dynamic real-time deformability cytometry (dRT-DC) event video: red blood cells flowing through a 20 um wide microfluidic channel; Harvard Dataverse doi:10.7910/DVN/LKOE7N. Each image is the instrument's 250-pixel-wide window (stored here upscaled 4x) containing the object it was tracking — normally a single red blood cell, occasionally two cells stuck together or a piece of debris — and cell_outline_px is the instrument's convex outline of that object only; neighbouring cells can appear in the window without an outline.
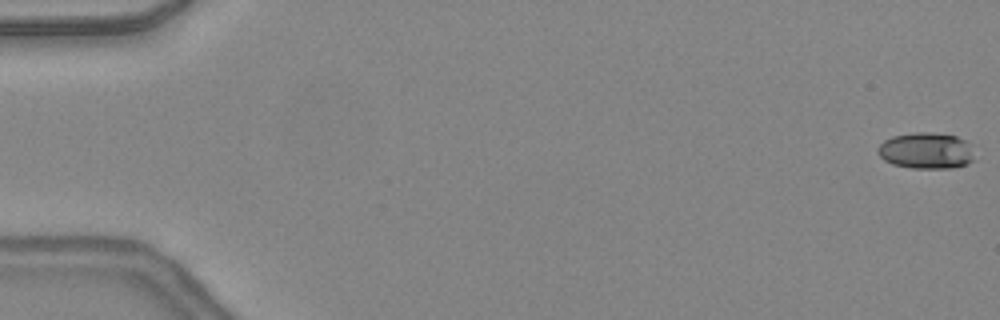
{"species": "common noctule bat (a hibernating species)", "species_latin": "Nyctalus noctula", "temperature_condition": "warm", "stored_images_in_passage": 48, "camera_frame_rate_fps": 3000, "um_per_image_px": 0.085, "animal": {"sex": "female", "body_mass_g": 24.6, "forearm_length_mm": 56.2}, "frame": {"image": 1, "passage_image": 1, "time_ms": 0.0, "image_size_px": [1000, 320], "cell_outline_px": [[976, 160], [968, 164], [952, 168], [912, 168], [892, 164], [884, 160], [876, 152], [880, 144], [884, 140], [892, 136], [916, 132], [928, 132], [956, 136], [964, 140], [968, 144]], "centroid_in_image_um": [78.71, 12.82], "position_along_channel_um": 6.3, "area_um2": 20.46}}
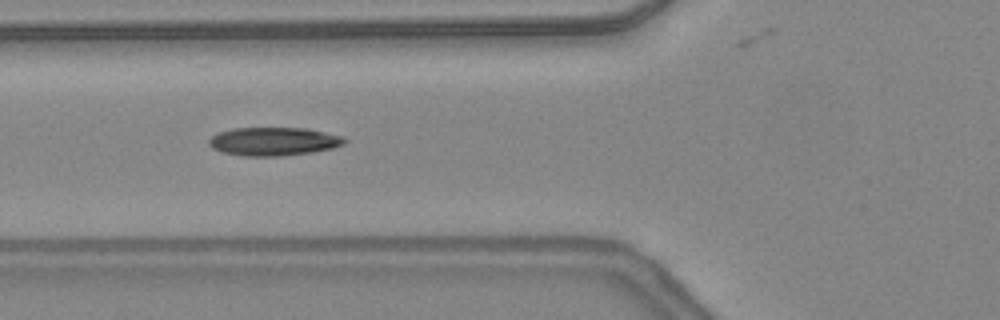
{"frame": {"image": 2, "passage_image": 19, "time_ms": 6.0, "image_size_px": [1000, 320], "cell_outline_px": [[348, 140], [344, 144], [332, 148], [312, 152], [280, 156], [244, 156], [224, 152], [212, 148], [208, 144], [208, 140], [212, 136], [220, 132], [232, 128], [304, 128], [344, 136]], "centroid_in_image_um": [23.27, 12.02], "position_along_channel_um": 102.5, "area_um2": 22.37}}
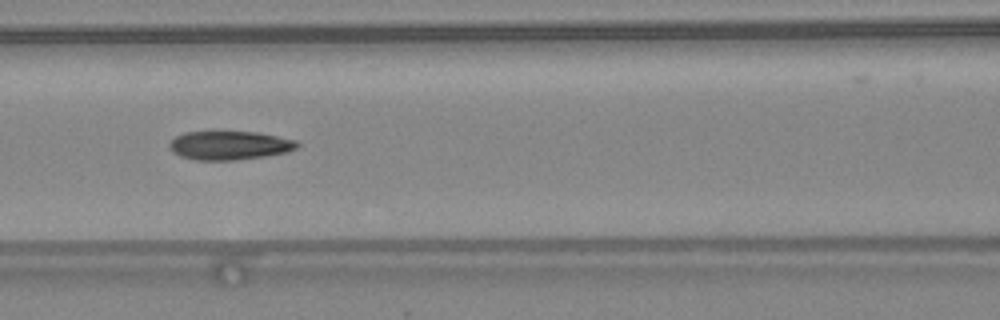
{"frame": {"image": 3, "passage_image": 22, "time_ms": 7.0, "image_size_px": [1000, 320], "cell_outline_px": [[300, 144], [296, 148], [288, 152], [264, 156], [232, 160], [196, 160], [180, 156], [172, 152], [168, 148], [168, 144], [176, 136], [184, 132], [256, 132], [296, 140]], "centroid_in_image_um": [19.48, 12.36], "position_along_channel_um": 147.1, "area_um2": 21.33}, "authors_computed_cell_mechanics": {"area_um2": 21.3571, "velocity_mm_per_s": 4.4001, "shape_relaxation_time_tau1_ms": 7.4666, "shape_relaxation_time_tau2_ms": 2.4627, "deformation_change_tau1": 0.2145, "deformation_change_tau2": 0.0998}}